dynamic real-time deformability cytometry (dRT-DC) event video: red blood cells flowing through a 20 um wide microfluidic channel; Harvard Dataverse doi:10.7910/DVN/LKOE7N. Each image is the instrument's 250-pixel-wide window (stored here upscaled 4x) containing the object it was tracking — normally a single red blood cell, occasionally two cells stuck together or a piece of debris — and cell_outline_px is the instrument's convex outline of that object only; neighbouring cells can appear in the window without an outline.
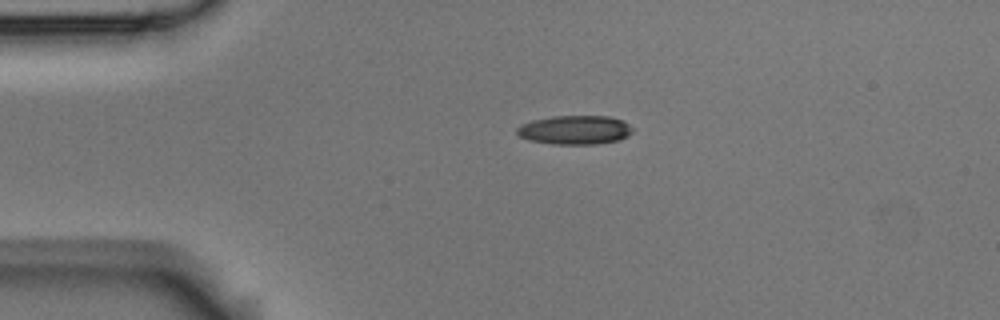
{"species": "Egyptian fruit bat (a non-hibernating species)", "species_latin": "Rousettus aegyptiacus", "temperature_condition": "room temperature", "stored_images_in_passage": 5, "camera_frame_rate_fps": 3000, "um_per_image_px": 0.085, "animal": {"sex": "male"}, "frame": {"image": 1, "passage_image": 1, "time_ms": 0.0, "image_size_px": [1000, 320], "cell_outline_px": [[632, 132], [628, 136], [620, 140], [596, 144], [552, 144], [528, 140], [520, 136], [516, 132], [516, 128], [520, 124], [532, 120], [552, 116], [608, 116], [624, 120], [632, 128]], "centroid_in_image_um": [48.86, 11.04], "position_along_channel_um": 36.1, "area_um2": 19.71}}
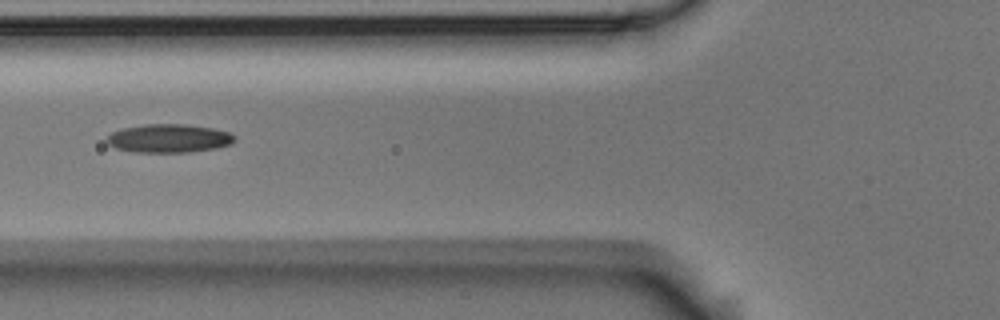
{"frame": {"image": 2, "passage_image": 3, "time_ms": 0.667, "image_size_px": [1000, 320], "cell_outline_px": [[236, 140], [232, 144], [216, 148], [188, 152], [136, 152], [116, 148], [108, 144], [104, 140], [112, 132], [124, 128], [144, 124], [184, 124], [212, 128], [228, 132], [236, 136]], "centroid_in_image_um": [14.36, 11.76], "position_along_channel_um": 111.4, "area_um2": 21.21}}
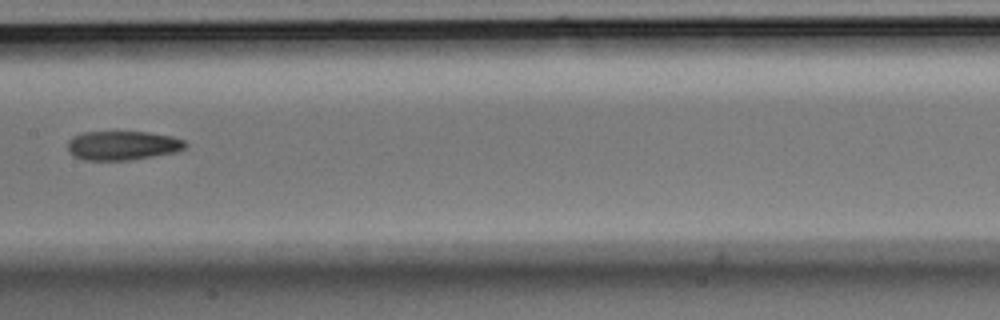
{"frame": {"image": 3, "passage_image": 5, "time_ms": 1.333, "image_size_px": [1000, 320], "cell_outline_px": [[188, 144], [184, 148], [176, 152], [128, 160], [84, 160], [76, 156], [68, 148], [68, 140], [72, 136], [84, 132], [148, 132], [172, 136], [184, 140]], "centroid_in_image_um": [10.44, 12.35], "position_along_channel_um": 197.0, "area_um2": 19.83}}